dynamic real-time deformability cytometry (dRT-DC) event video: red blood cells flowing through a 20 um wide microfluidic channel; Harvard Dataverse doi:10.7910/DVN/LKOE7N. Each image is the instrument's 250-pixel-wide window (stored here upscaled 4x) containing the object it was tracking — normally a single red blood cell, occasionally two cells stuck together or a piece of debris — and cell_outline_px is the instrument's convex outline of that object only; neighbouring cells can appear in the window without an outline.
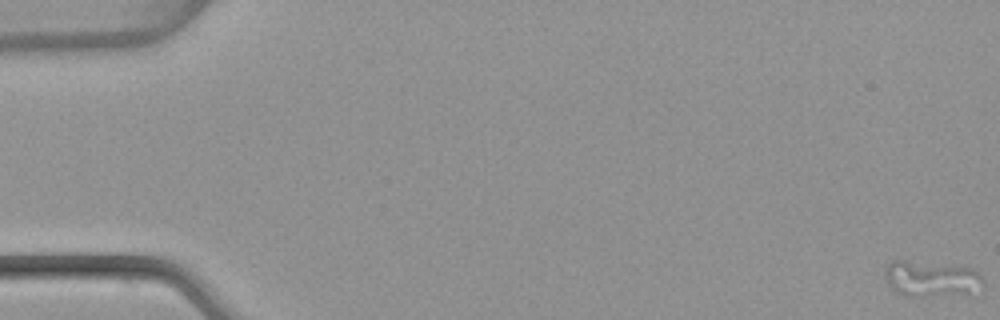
{"species": "common noctule bat (a hibernating species)", "species_latin": "Nyctalus noctula", "temperature_condition": "warm", "stored_images_in_passage": 53, "camera_frame_rate_fps": 3000, "um_per_image_px": 0.085, "animal": {"sex": "female", "body_mass_g": 22.7, "forearm_length_mm": 54.2}, "frame": {"image": 1, "passage_image": 1, "time_ms": 0.0, "image_size_px": [1000, 320], "cell_outline_px": [[984, 288], [968, 296], [896, 292], [892, 288], [884, 276], [884, 268], [892, 260], [904, 260], [972, 268], [984, 280]], "centroid_in_image_um": [79.24, 23.68], "position_along_channel_um": 5.8, "area_um2": 20.11}}
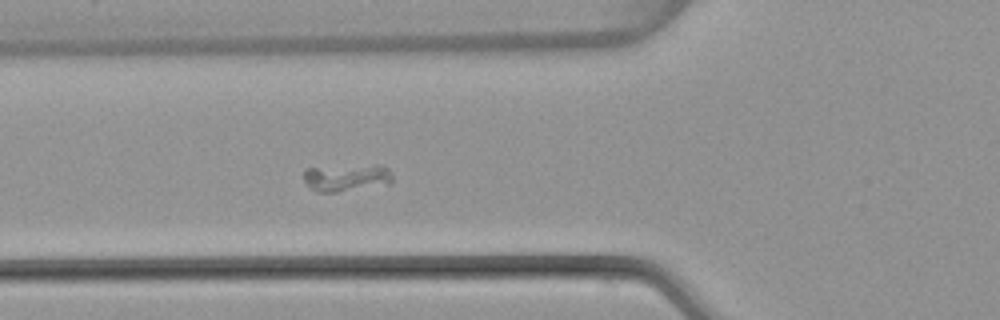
{"frame": {"image": 2, "passage_image": 20, "time_ms": 6.333, "image_size_px": [1000, 320], "cell_outline_px": [[392, 180], [388, 184], [336, 192], [316, 192], [304, 180], [304, 168], [376, 164], [380, 164], [388, 168], [392, 172]], "centroid_in_image_um": [29.48, 15.08], "position_along_channel_um": 96.3, "area_um2": 14.16}}
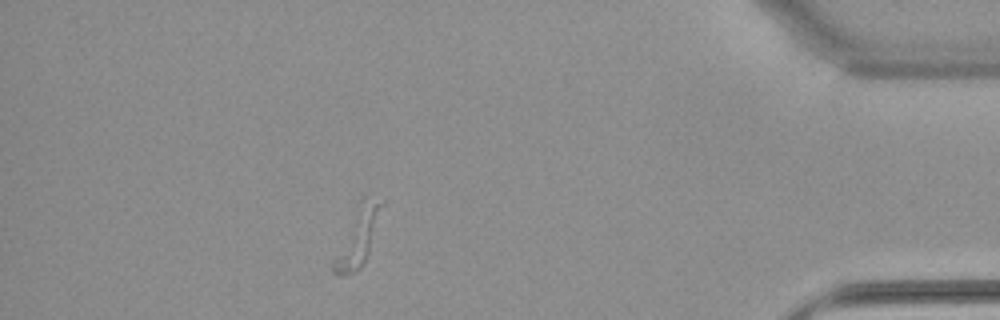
{"frame": {"image": 3, "passage_image": 47, "time_ms": 15.333, "image_size_px": [1000, 320], "cell_outline_px": [[384, 204], [368, 252], [360, 268], [356, 272], [344, 276], [340, 276], [332, 272], [332, 264], [356, 204], [364, 196], [384, 200]], "centroid_in_image_um": [30.42, 20.1], "position_along_channel_um": 404.8, "area_um2": 16.01}}